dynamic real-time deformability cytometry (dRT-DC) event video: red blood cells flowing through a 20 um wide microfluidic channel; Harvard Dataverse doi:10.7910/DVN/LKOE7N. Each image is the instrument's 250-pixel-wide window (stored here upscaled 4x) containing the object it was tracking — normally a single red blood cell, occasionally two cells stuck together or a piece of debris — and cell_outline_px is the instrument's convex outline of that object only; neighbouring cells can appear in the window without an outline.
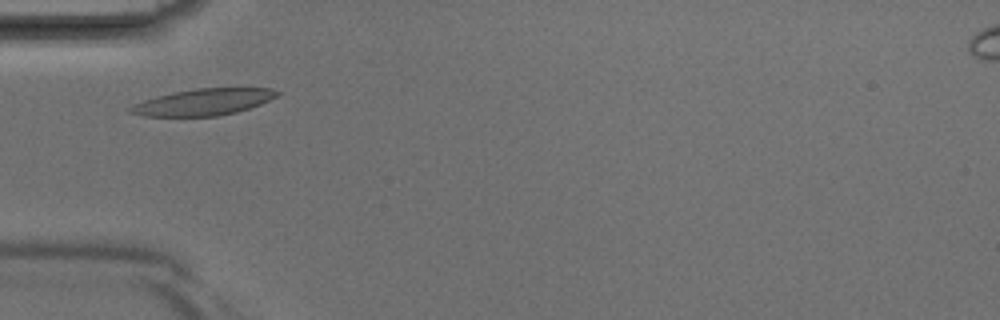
{"species": "Egyptian fruit bat (a non-hibernating species)", "species_latin": "Rousettus aegyptiacus", "temperature_condition": "room temperature", "stored_images_in_passage": 33, "camera_frame_rate_fps": 3000, "um_per_image_px": 0.085, "animal": {"sex": "male"}, "frame": {"image": 1, "passage_image": 5, "time_ms": 1.333, "image_size_px": [1000, 320], "cell_outline_px": [[280, 92], [276, 96], [260, 104], [236, 112], [216, 116], [144, 116], [128, 112], [124, 108], [132, 104], [144, 100], [176, 92], [196, 88], [272, 88]], "centroid_in_image_um": [17.24, 8.68], "position_along_channel_um": 67.8, "area_um2": 22.48}}
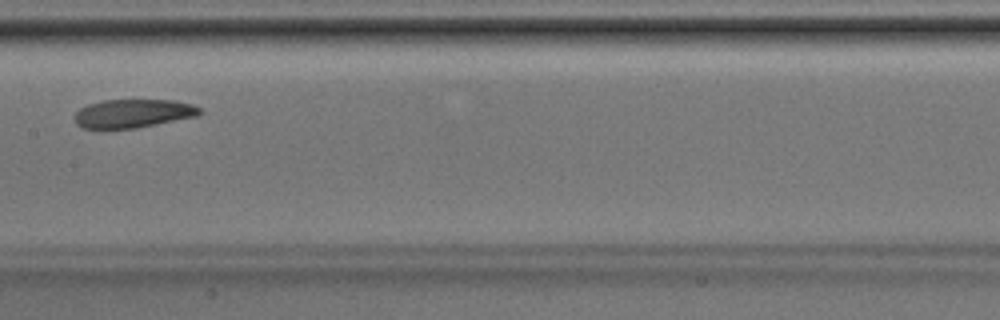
{"frame": {"image": 2, "passage_image": 13, "time_ms": 4.0, "image_size_px": [1000, 320], "cell_outline_px": [[204, 112], [196, 116], [136, 128], [104, 132], [100, 132], [84, 128], [76, 124], [76, 112], [80, 108], [88, 104], [104, 100], [176, 100], [192, 104], [200, 108]], "centroid_in_image_um": [11.26, 9.68], "position_along_channel_um": 196.1, "area_um2": 21.44}}
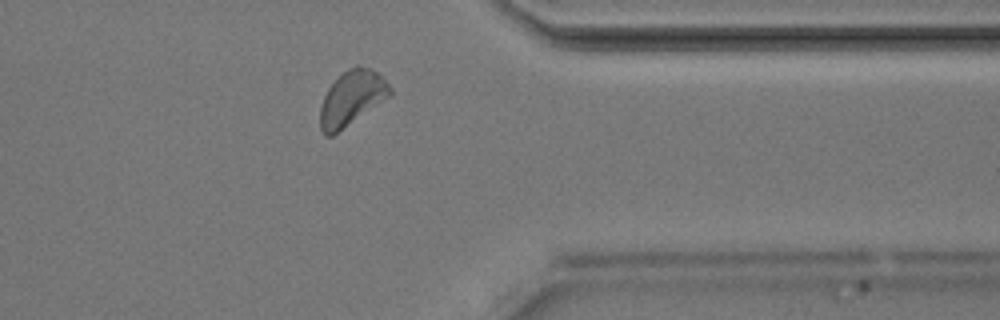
{"frame": {"image": 3, "passage_image": 25, "time_ms": 8.0, "image_size_px": [1000, 320], "cell_outline_px": [[392, 92], [388, 96], [332, 136], [324, 136], [320, 128], [320, 108], [324, 96], [328, 88], [348, 68], [356, 64], [372, 68], [392, 88]], "centroid_in_image_um": [29.86, 8.33], "position_along_channel_um": 381.5, "area_um2": 21.73}}